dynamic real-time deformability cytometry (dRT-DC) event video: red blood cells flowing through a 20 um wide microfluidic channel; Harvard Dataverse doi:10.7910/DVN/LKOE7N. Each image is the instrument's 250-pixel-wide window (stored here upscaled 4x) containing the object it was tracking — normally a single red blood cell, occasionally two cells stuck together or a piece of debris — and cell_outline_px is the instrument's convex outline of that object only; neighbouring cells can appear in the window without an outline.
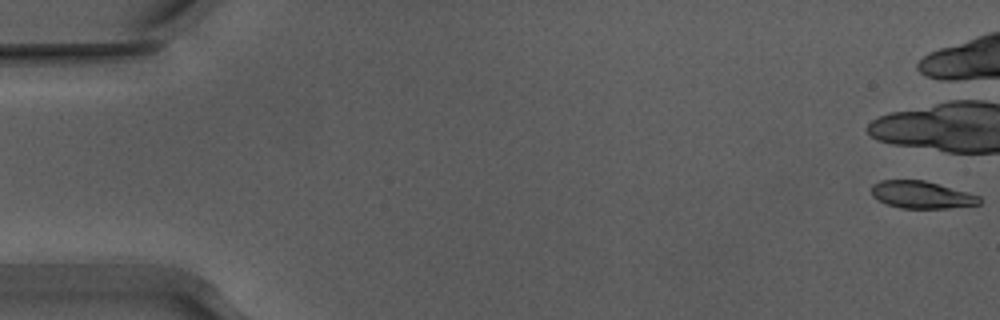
{"species": "Egyptian fruit bat (a non-hibernating species)", "species_latin": "Rousettus aegyptiacus", "temperature_condition": "warm", "stored_images_in_passage": 8, "camera_frame_rate_fps": 3000, "um_per_image_px": 0.085, "animal": {"sex": "male"}, "frame": {"image": 1, "passage_image": 1, "time_ms": 0.0, "image_size_px": [1000, 320], "cell_outline_px": [[980, 204], [948, 208], [900, 208], [888, 204], [872, 196], [872, 184], [880, 180], [924, 180], [980, 196]], "centroid_in_image_um": [78.31, 16.55], "position_along_channel_um": 6.7, "area_um2": 16.94}}